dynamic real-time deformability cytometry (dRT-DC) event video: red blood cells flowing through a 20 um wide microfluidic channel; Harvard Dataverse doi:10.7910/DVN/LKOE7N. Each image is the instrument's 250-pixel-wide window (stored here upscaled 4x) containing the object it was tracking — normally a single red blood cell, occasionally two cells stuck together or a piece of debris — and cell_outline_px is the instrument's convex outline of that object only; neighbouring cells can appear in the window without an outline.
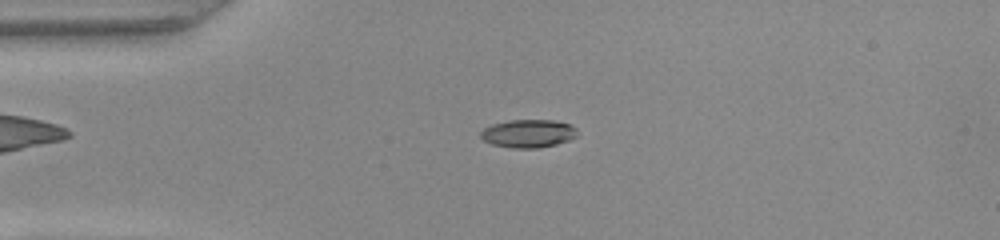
{"species": "common noctule bat (a hibernating species)", "species_latin": "Nyctalus noctula", "temperature_condition": "warm", "stored_images_in_passage": 50, "camera_frame_rate_fps": 3000, "um_per_image_px": 0.085, "animal": {"sex": "female", "body_mass_g": 22.0, "forearm_length_mm": 56.7}, "frame": {"image": 1, "passage_image": 12, "time_ms": 3.667, "image_size_px": [1000, 240], "cell_outline_px": [[576, 136], [568, 140], [556, 144], [540, 148], [512, 148], [492, 144], [484, 140], [480, 136], [480, 132], [484, 128], [492, 124], [508, 120], [552, 120], [572, 124], [576, 128]], "centroid_in_image_um": [44.89, 11.34], "position_along_channel_um": 40.1, "area_um2": 15.84}}
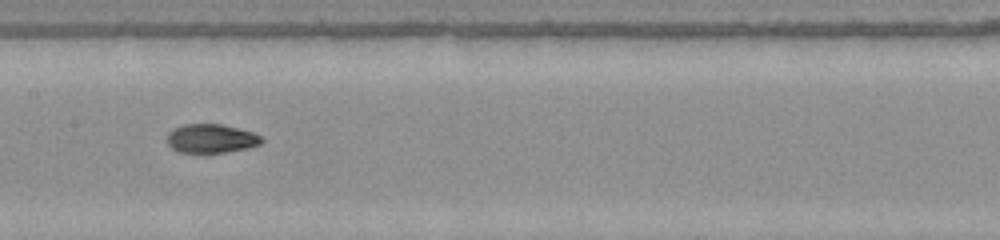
{"frame": {"image": 2, "passage_image": 25, "time_ms": 8.0, "image_size_px": [1000, 240], "cell_outline_px": [[264, 140], [260, 144], [248, 148], [224, 152], [176, 152], [168, 144], [168, 132], [184, 124], [220, 124], [252, 132], [260, 136]], "centroid_in_image_um": [17.94, 11.78], "position_along_channel_um": 189.5, "area_um2": 15.66}}
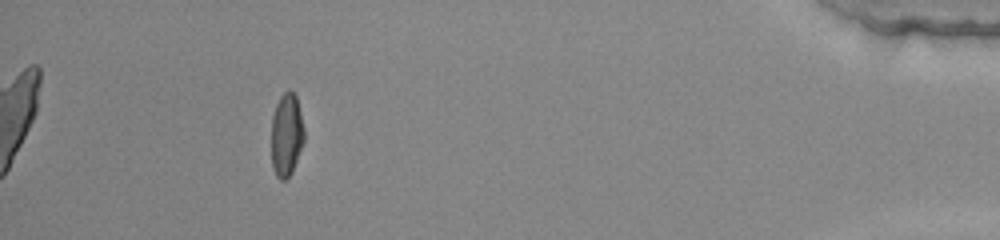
{"frame": {"image": 3, "passage_image": 46, "time_ms": 15.0, "image_size_px": [1000, 240], "cell_outline_px": [[304, 140], [292, 172], [284, 180], [280, 180], [276, 176], [272, 168], [272, 116], [276, 104], [280, 96], [288, 88], [296, 96], [304, 128]], "centroid_in_image_um": [24.34, 11.45], "position_along_channel_um": 410.9, "area_um2": 15.84}, "authors_computed_cell_mechanics": {"area_um2": 16.1262, "velocity_mm_per_s": 4.0488, "shape_relaxation_time_tau1_ms": 6.3711, "shape_relaxation_time_tau2_ms": 0.8907, "deformation_change_tau1": 0.2535, "deformation_change_tau2": 0.0445}}